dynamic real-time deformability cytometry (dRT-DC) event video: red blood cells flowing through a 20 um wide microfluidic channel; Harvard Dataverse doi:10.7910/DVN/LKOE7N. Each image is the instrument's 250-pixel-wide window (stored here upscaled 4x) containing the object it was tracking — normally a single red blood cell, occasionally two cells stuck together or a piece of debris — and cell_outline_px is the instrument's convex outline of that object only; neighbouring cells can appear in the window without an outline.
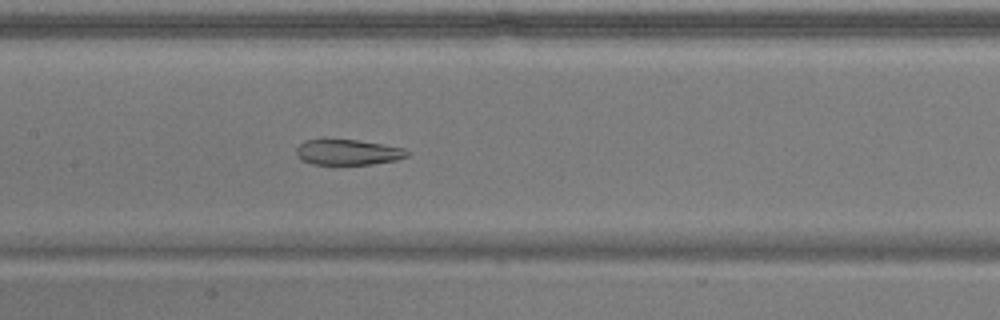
{"species": "common noctule bat (a hibernating species)", "species_latin": "Nyctalus noctula", "temperature_condition": "warm", "stored_images_in_passage": 51, "camera_frame_rate_fps": 3000, "um_per_image_px": 0.085, "animal": {"sex": "male", "body_mass_g": 17.9}, "frame": {"image": 1, "passage_image": 22, "time_ms": 7.0, "image_size_px": [1000, 320], "cell_outline_px": [[408, 156], [396, 160], [372, 164], [312, 164], [300, 160], [296, 156], [296, 148], [300, 144], [308, 140], [356, 140], [404, 148], [408, 152]], "centroid_in_image_um": [29.55, 12.95], "position_along_channel_um": 177.9, "area_um2": 16.24}}
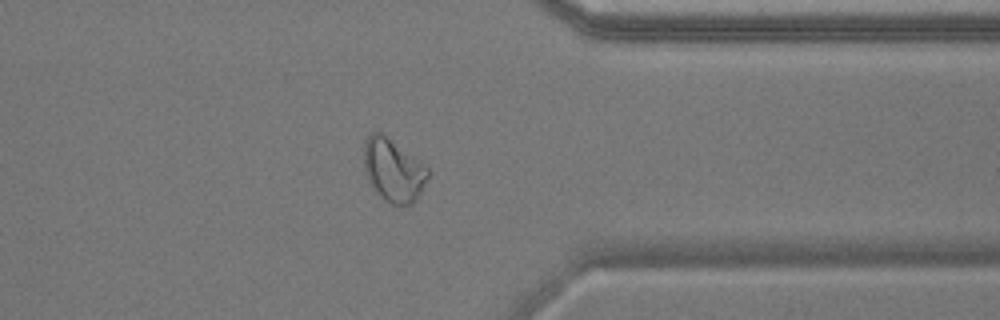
{"frame": {"image": 2, "passage_image": 39, "time_ms": 12.667, "image_size_px": [1000, 320], "cell_outline_px": [[428, 176], [416, 200], [412, 204], [392, 204], [384, 200], [376, 192], [368, 180], [364, 168], [364, 144], [368, 136], [372, 132], [380, 132], [428, 168]], "centroid_in_image_um": [33.4, 14.49], "position_along_channel_um": 378.0, "area_um2": 22.83}}
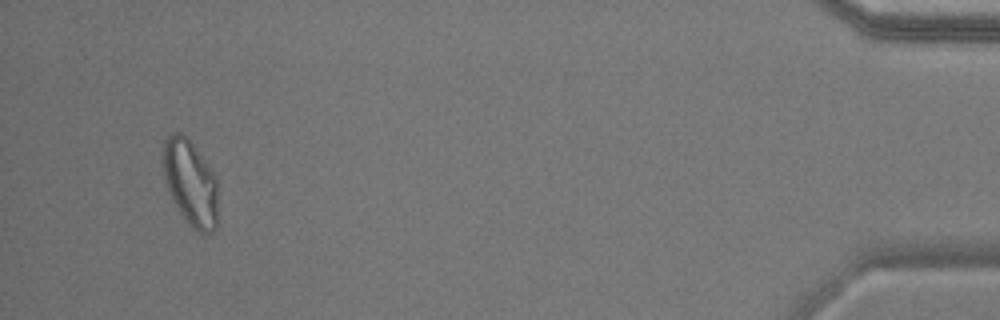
{"frame": {"image": 3, "passage_image": 48, "time_ms": 15.667, "image_size_px": [1000, 320], "cell_outline_px": [[216, 228], [212, 232], [200, 232], [192, 228], [188, 224], [172, 200], [168, 192], [164, 180], [164, 136], [172, 132], [180, 132], [188, 136], [212, 172], [216, 180]], "centroid_in_image_um": [16.15, 15.5], "position_along_channel_um": 419.1, "area_um2": 27.22}, "authors_computed_cell_mechanics": {"area_um2": 23.698, "velocity_mm_per_s": 3.6731, "shape_relaxation_time_tau1_ms": null, "shape_relaxation_time_tau2_ms": 2.6981, "deformation_change_tau1": null, "deformation_change_tau2": 0.0859}}